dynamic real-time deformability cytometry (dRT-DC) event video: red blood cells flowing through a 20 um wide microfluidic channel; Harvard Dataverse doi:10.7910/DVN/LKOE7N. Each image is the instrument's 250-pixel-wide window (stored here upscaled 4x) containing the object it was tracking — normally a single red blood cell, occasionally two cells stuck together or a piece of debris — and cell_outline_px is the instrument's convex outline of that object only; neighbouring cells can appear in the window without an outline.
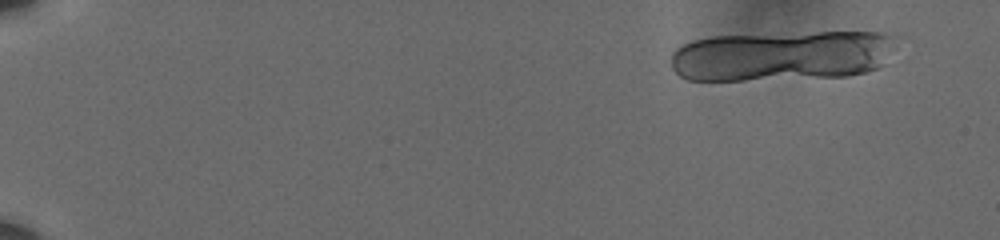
{"species": "human", "species_latin": "Homo sapiens", "temperature_condition": "cold", "stored_images_in_passage": 23, "camera_frame_rate_fps": 3000, "um_per_image_px": 0.085, "donor": {"sex": "male"}, "frame": {"image": 1, "passage_image": 1, "time_ms": 0.0, "image_size_px": [1000, 240], "cell_outline_px": [[892, 36], [884, 64], [876, 68], [864, 72], [848, 76], [744, 80], [688, 80], [680, 76], [672, 68], [672, 52], [676, 48], [692, 40], [712, 36], [816, 32], [884, 32]], "centroid_in_image_um": [66.37, 4.74], "position_along_channel_um": 18.6, "area_um2": 65.72}}
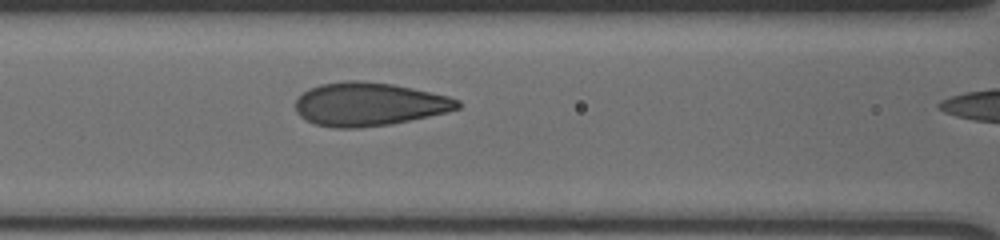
{"frame": {"image": 2, "passage_image": 22, "time_ms": 7.0, "image_size_px": [1000, 240], "cell_outline_px": [[460, 108], [448, 112], [388, 124], [352, 128], [336, 128], [316, 124], [300, 116], [296, 112], [296, 100], [308, 88], [320, 84], [344, 80], [360, 80], [392, 84], [412, 88], [448, 96], [460, 100]], "centroid_in_image_um": [31.36, 8.84], "position_along_channel_um": 135.2, "area_um2": 40.75}}